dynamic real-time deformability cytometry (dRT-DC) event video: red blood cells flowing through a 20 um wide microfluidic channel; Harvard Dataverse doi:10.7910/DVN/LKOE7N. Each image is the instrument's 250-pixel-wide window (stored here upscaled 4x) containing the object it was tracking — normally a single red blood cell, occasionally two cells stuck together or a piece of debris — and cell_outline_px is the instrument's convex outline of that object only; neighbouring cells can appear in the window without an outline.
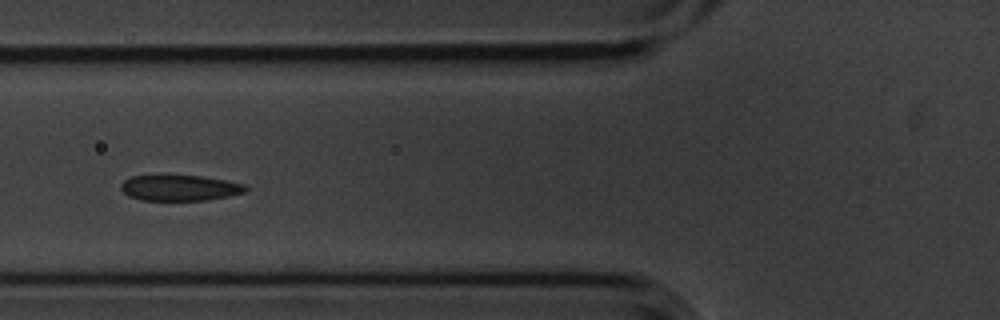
{"species": "common noctule bat (a hibernating species)", "species_latin": "Nyctalus noctula", "temperature_condition": "cold", "stored_images_in_passage": 12, "camera_frame_rate_fps": 3000, "um_per_image_px": 0.085, "animal": {"sex": "male", "body_mass_g": 20.1, "forearm_length_mm": 53.5}, "frame": {"image": 1, "passage_image": 7, "time_ms": 2.0, "image_size_px": [1000, 320], "cell_outline_px": [[248, 188], [244, 192], [228, 196], [208, 200], [140, 200], [128, 196], [120, 188], [120, 184], [124, 180], [132, 176], [200, 176], [224, 180], [244, 184]], "centroid_in_image_um": [15.25, 15.98], "position_along_channel_um": 110.5, "area_um2": 18.5}}
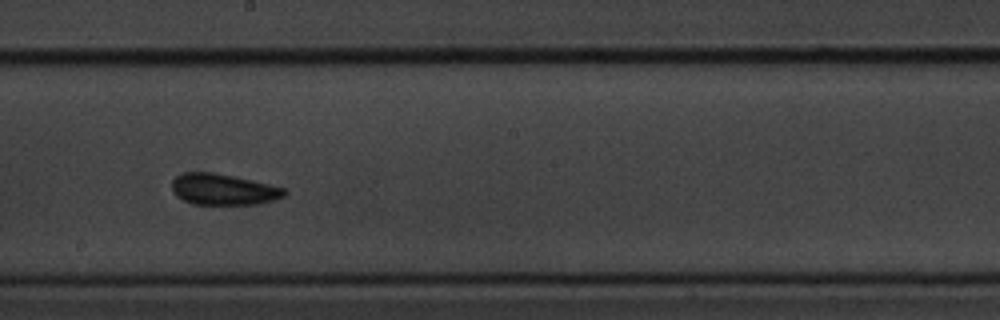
{"frame": {"image": 2, "passage_image": 10, "time_ms": 3.0, "image_size_px": [1000, 320], "cell_outline_px": [[288, 192], [284, 196], [276, 200], [256, 204], [192, 204], [176, 196], [172, 192], [172, 180], [176, 176], [184, 172], [212, 172], [252, 180], [284, 188]], "centroid_in_image_um": [18.97, 16.1], "position_along_channel_um": 229.2, "area_um2": 20.4}}
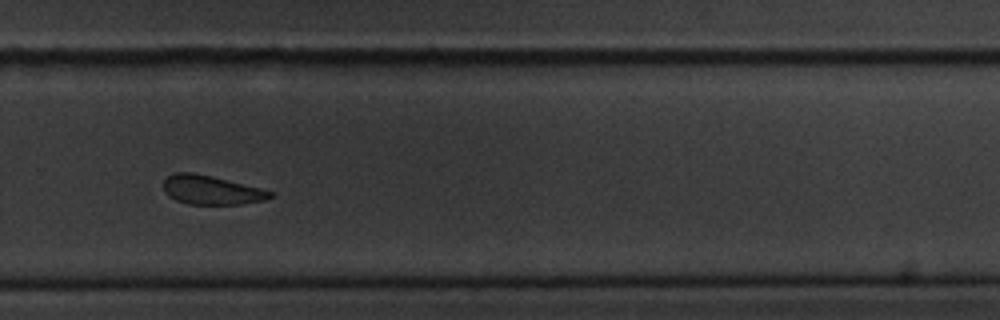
{"frame": {"image": 3, "passage_image": 12, "time_ms": 3.667, "image_size_px": [1000, 320], "cell_outline_px": [[276, 196], [264, 200], [240, 204], [188, 204], [176, 200], [168, 196], [164, 192], [164, 180], [168, 176], [176, 172], [192, 172], [212, 176], [276, 192]], "centroid_in_image_um": [17.98, 16.15], "position_along_channel_um": 311.8, "area_um2": 18.09}}